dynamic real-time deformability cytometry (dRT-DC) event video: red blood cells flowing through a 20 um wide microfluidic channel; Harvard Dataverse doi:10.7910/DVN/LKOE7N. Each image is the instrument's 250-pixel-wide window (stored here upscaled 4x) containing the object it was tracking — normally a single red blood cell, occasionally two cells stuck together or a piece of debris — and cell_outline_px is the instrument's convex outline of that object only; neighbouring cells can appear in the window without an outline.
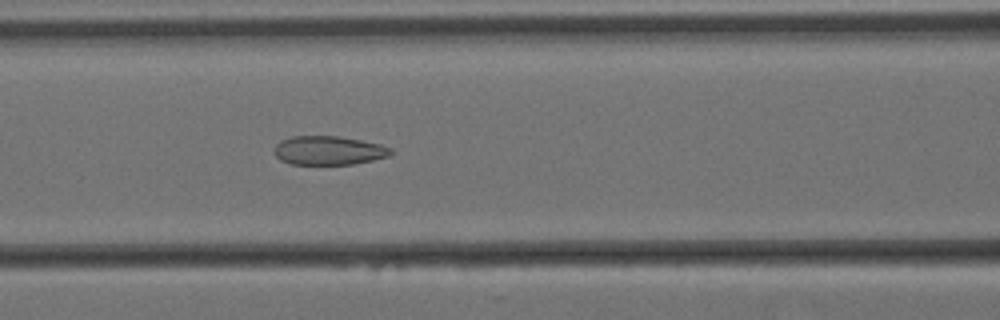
{"species": "Egyptian fruit bat (a non-hibernating species)", "species_latin": "Rousettus aegyptiacus", "temperature_condition": "cold", "stored_images_in_passage": 53, "camera_frame_rate_fps": 3000, "um_per_image_px": 0.085, "animal": {"sex": "female"}, "frame": {"image": 1, "passage_image": 19, "time_ms": 6.0, "image_size_px": [1000, 320], "cell_outline_px": [[396, 152], [388, 156], [372, 160], [352, 164], [292, 164], [280, 160], [276, 156], [276, 144], [280, 140], [292, 136], [336, 136], [360, 140], [380, 144], [392, 148]], "centroid_in_image_um": [27.96, 12.78], "position_along_channel_um": 138.6, "area_um2": 19.54}}
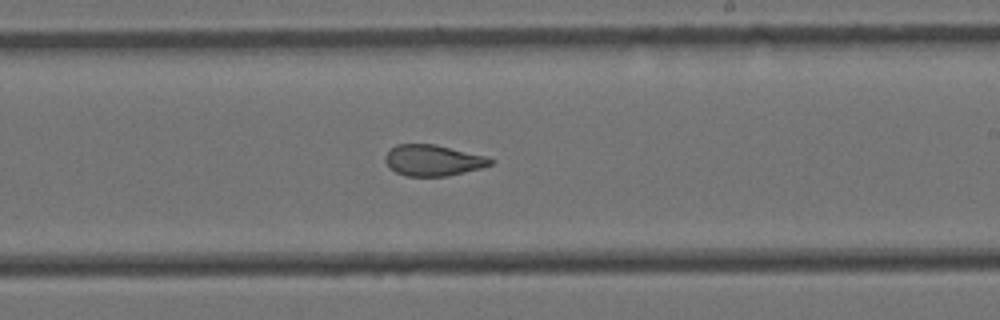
{"frame": {"image": 2, "passage_image": 29, "time_ms": 9.333, "image_size_px": [1000, 320], "cell_outline_px": [[496, 160], [492, 164], [480, 168], [448, 176], [404, 176], [388, 168], [384, 160], [384, 156], [396, 144], [436, 144], [488, 156]], "centroid_in_image_um": [36.81, 13.62], "position_along_channel_um": 252.2, "area_um2": 19.31}}
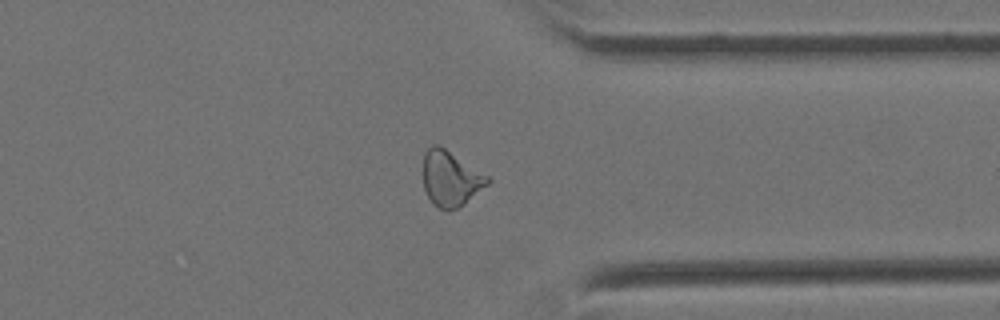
{"frame": {"image": 3, "passage_image": 40, "time_ms": 13.0, "image_size_px": [1000, 320], "cell_outline_px": [[492, 180], [488, 184], [464, 204], [448, 212], [432, 204], [424, 188], [424, 152], [432, 144], [436, 144], [444, 148], [488, 176]], "centroid_in_image_um": [38.29, 15.2], "position_along_channel_um": 373.1, "area_um2": 20.52}, "authors_computed_cell_mechanics": {"area_um2": 21.097, "velocity_mm_per_s": 3.4219, "shape_relaxation_time_tau1_ms": null, "shape_relaxation_time_tau2_ms": 1.9826, "deformation_change_tau1": null, "deformation_change_tau2": 0.0936}}